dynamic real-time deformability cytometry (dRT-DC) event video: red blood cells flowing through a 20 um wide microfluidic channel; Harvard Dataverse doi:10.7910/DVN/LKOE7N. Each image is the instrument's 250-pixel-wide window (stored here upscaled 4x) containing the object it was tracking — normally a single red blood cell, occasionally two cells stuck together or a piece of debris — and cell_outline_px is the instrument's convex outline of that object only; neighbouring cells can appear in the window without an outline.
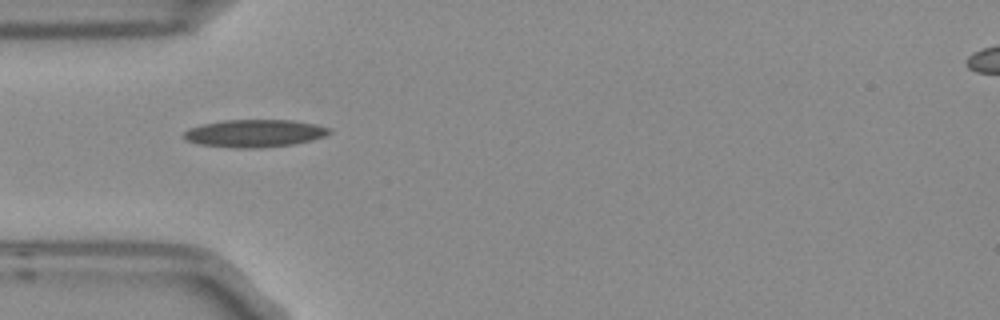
{"species": "Egyptian fruit bat (a non-hibernating species)", "species_latin": "Rousettus aegyptiacus", "temperature_condition": "room temperature", "stored_images_in_passage": 6, "camera_frame_rate_fps": 3000, "um_per_image_px": 0.085, "frame": {"image": 1, "passage_image": 1, "time_ms": 0.0, "image_size_px": [1000, 320], "cell_outline_px": [[332, 132], [324, 136], [312, 140], [292, 144], [260, 148], [236, 148], [200, 144], [184, 140], [184, 132], [188, 128], [204, 124], [224, 120], [292, 120], [316, 124], [332, 128]], "centroid_in_image_um": [21.66, 11.33], "position_along_channel_um": 63.3, "area_um2": 23.41}}
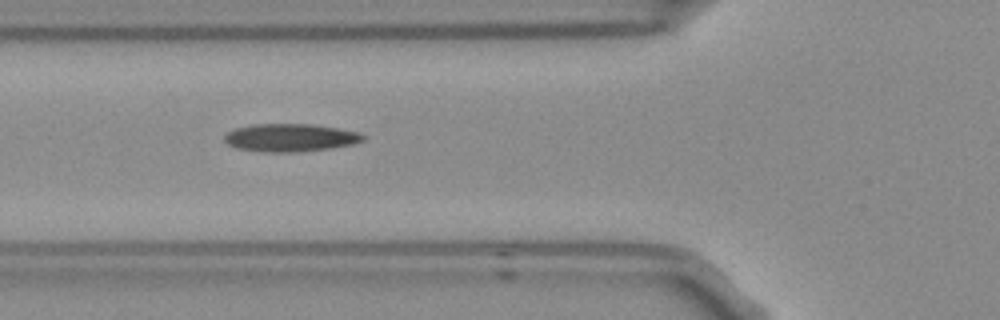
{"frame": {"image": 2, "passage_image": 2, "time_ms": 0.333, "image_size_px": [1000, 320], "cell_outline_px": [[368, 136], [364, 140], [352, 144], [332, 148], [296, 152], [264, 152], [236, 148], [228, 144], [224, 140], [224, 136], [228, 132], [236, 128], [252, 124], [312, 124], [360, 132]], "centroid_in_image_um": [24.7, 11.7], "position_along_channel_um": 101.1, "area_um2": 22.6}}
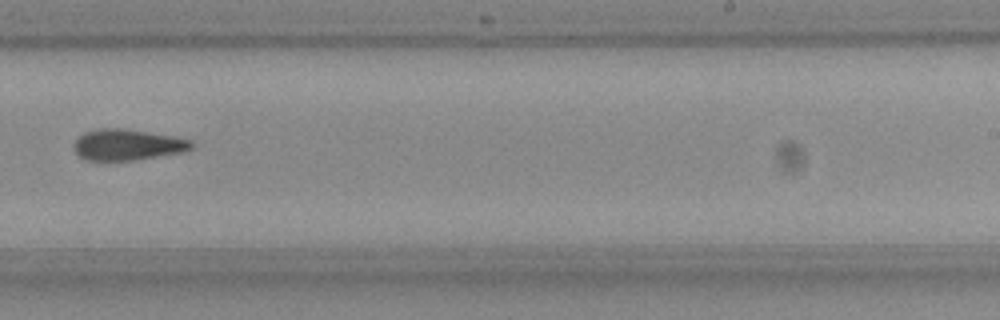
{"frame": {"image": 3, "passage_image": 6, "time_ms": 1.667, "image_size_px": [1000, 320], "cell_outline_px": [[196, 144], [192, 148], [184, 152], [136, 160], [88, 160], [80, 156], [76, 152], [76, 136], [84, 132], [96, 128], [124, 128], [172, 136], [192, 140]], "centroid_in_image_um": [10.87, 12.29], "position_along_channel_um": 278.1, "area_um2": 21.33}}